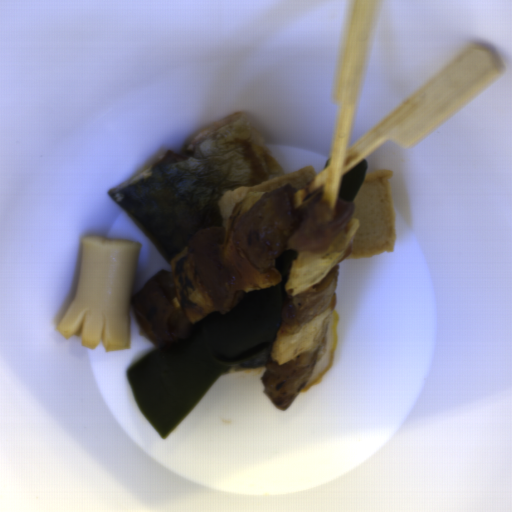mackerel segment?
I'll return each mask as SVG.
<instances>
[{"label": "mackerel segment", "mask_w": 512, "mask_h": 512, "mask_svg": "<svg viewBox=\"0 0 512 512\" xmlns=\"http://www.w3.org/2000/svg\"><path fill=\"white\" fill-rule=\"evenodd\" d=\"M274 342L263 348L262 350L256 352L255 354L251 355L250 357L244 359L243 361L231 366L234 369L242 370L247 369L255 366H260L267 364L270 359L271 349Z\"/></svg>", "instance_id": "obj_2"}, {"label": "mackerel segment", "mask_w": 512, "mask_h": 512, "mask_svg": "<svg viewBox=\"0 0 512 512\" xmlns=\"http://www.w3.org/2000/svg\"><path fill=\"white\" fill-rule=\"evenodd\" d=\"M286 175L244 112L216 120L186 139L181 152L160 147L121 183L106 190L176 258L199 230L222 226L228 190Z\"/></svg>", "instance_id": "obj_1"}]
</instances>
